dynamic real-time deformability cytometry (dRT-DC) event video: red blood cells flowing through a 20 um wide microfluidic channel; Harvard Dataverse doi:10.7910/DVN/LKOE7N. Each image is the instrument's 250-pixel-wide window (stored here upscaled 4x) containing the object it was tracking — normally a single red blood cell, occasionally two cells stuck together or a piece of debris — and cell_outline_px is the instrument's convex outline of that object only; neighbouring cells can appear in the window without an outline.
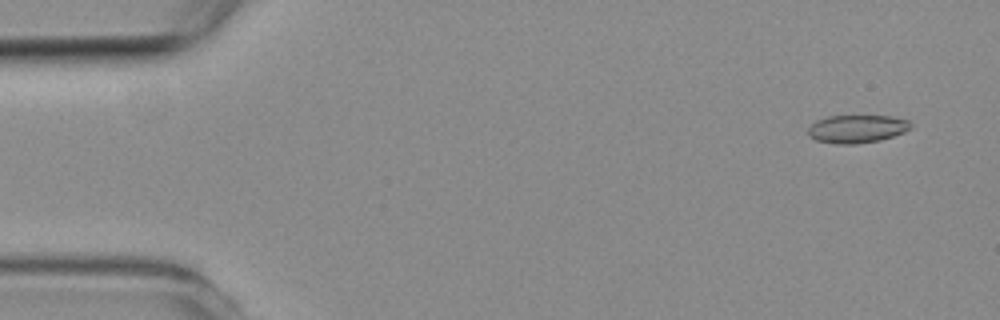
{"species": "common noctule bat (a hibernating species)", "species_latin": "Nyctalus noctula", "temperature_condition": "room temperature", "stored_images_in_passage": 4, "camera_frame_rate_fps": 3000, "um_per_image_px": 0.085, "animal": {"sex": "female", "body_mass_g": 19.3, "forearm_length_mm": 54.1}, "frame": {"image": 1, "passage_image": 1, "time_ms": 0.0, "image_size_px": [1000, 320], "cell_outline_px": [[912, 128], [904, 132], [880, 140], [856, 144], [836, 144], [816, 140], [808, 136], [808, 128], [816, 120], [828, 116], [892, 116], [908, 120], [912, 124]], "centroid_in_image_um": [72.84, 10.95], "position_along_channel_um": 12.2, "area_um2": 16.82}}